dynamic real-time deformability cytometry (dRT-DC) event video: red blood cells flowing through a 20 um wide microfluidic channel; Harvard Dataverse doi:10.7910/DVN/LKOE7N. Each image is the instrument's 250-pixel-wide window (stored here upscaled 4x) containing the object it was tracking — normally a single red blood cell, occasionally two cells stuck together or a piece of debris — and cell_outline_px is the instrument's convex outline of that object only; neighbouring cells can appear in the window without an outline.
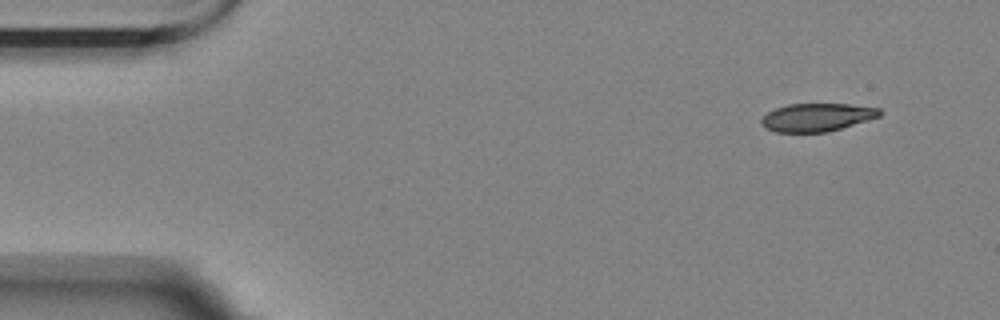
{"species": "Egyptian fruit bat (a non-hibernating species)", "species_latin": "Rousettus aegyptiacus", "temperature_condition": "room temperature", "stored_images_in_passage": 4, "camera_frame_rate_fps": 3000, "um_per_image_px": 0.085, "animal": {"sex": "female"}, "frame": {"image": 1, "passage_image": 1, "time_ms": 0.0, "image_size_px": [1000, 320], "cell_outline_px": [[884, 112], [880, 116], [868, 120], [828, 132], [776, 132], [764, 128], [760, 124], [760, 120], [768, 112], [776, 108], [788, 104], [848, 104], [880, 108]], "centroid_in_image_um": [69.44, 9.97], "position_along_channel_um": 15.6, "area_um2": 19.42}}
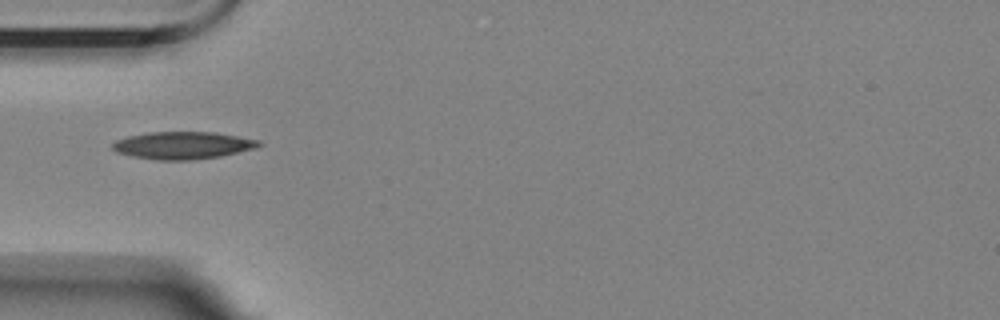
{"frame": {"image": 2, "passage_image": 4, "time_ms": 4.333, "image_size_px": [1000, 320], "cell_outline_px": [[264, 144], [256, 148], [220, 156], [188, 160], [156, 160], [132, 156], [116, 152], [112, 148], [112, 144], [116, 140], [128, 136], [148, 132], [216, 132], [260, 140]], "centroid_in_image_um": [15.55, 12.35], "position_along_channel_um": 69.4, "area_um2": 23.41}}